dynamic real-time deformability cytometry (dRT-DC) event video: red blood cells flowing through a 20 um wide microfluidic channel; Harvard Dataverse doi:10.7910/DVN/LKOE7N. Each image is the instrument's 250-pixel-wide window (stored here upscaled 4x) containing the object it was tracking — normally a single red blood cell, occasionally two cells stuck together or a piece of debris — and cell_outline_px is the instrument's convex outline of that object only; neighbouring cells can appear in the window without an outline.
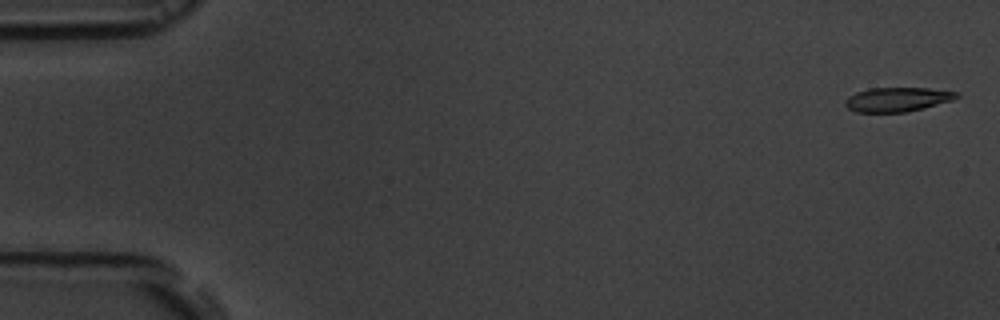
{"species": "common noctule bat (a hibernating species)", "species_latin": "Nyctalus noctula", "temperature_condition": "room temperature", "stored_images_in_passage": 6, "camera_frame_rate_fps": 3000, "um_per_image_px": 0.085, "animal": {"sex": "male", "body_mass_g": 19.5, "forearm_length_mm": 54.6}, "frame": {"image": 1, "passage_image": 1, "time_ms": 0.0, "image_size_px": [1000, 320], "cell_outline_px": [[960, 96], [952, 100], [924, 108], [904, 112], [856, 112], [848, 108], [844, 104], [844, 100], [848, 96], [856, 92], [868, 88], [928, 88], [956, 92]], "centroid_in_image_um": [76.23, 8.45], "position_along_channel_um": 8.8, "area_um2": 15.72}}
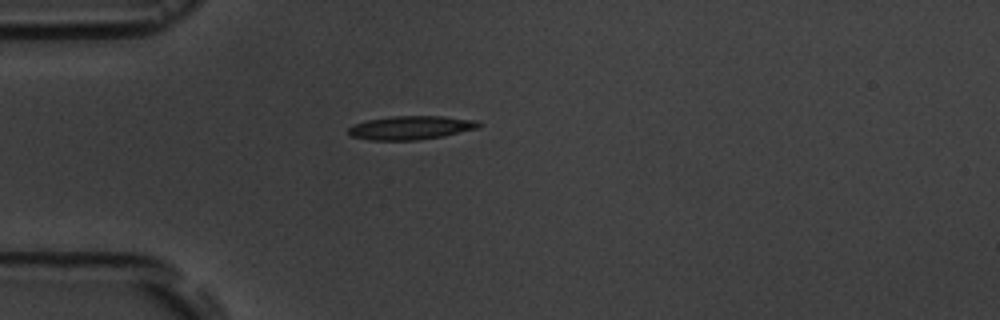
{"frame": {"image": 2, "passage_image": 5, "time_ms": 4.667, "image_size_px": [1000, 320], "cell_outline_px": [[480, 124], [476, 128], [444, 136], [416, 140], [368, 140], [352, 136], [348, 132], [348, 128], [352, 124], [368, 120], [392, 116], [444, 116], [476, 120]], "centroid_in_image_um": [34.88, 10.85], "position_along_channel_um": 50.1, "area_um2": 17.86}}